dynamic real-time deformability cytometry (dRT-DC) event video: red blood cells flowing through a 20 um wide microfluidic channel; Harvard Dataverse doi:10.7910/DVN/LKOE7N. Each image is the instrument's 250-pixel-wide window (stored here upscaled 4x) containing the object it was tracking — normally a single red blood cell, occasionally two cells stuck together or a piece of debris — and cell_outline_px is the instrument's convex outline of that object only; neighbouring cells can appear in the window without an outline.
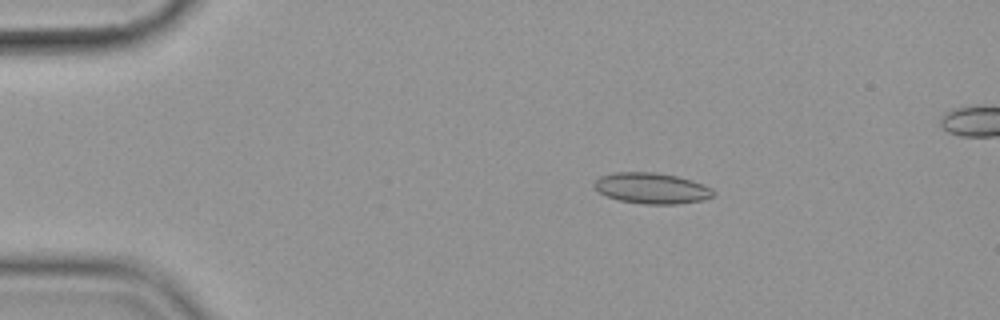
{"species": "common noctule bat (a hibernating species)", "species_latin": "Nyctalus noctula", "temperature_condition": "cold", "stored_images_in_passage": 57, "camera_frame_rate_fps": 3000, "um_per_image_px": 0.085, "animal": {"sex": "female", "body_mass_g": 19.9}, "frame": {"image": 1, "passage_image": 11, "time_ms": 3.333, "image_size_px": [1000, 320], "cell_outline_px": [[716, 196], [704, 200], [676, 204], [644, 204], [620, 200], [608, 196], [600, 192], [592, 184], [600, 176], [616, 172], [656, 172], [676, 176], [692, 180], [704, 184], [712, 188], [716, 192]], "centroid_in_image_um": [55.46, 16.0], "position_along_channel_um": 29.5, "area_um2": 21.5}}
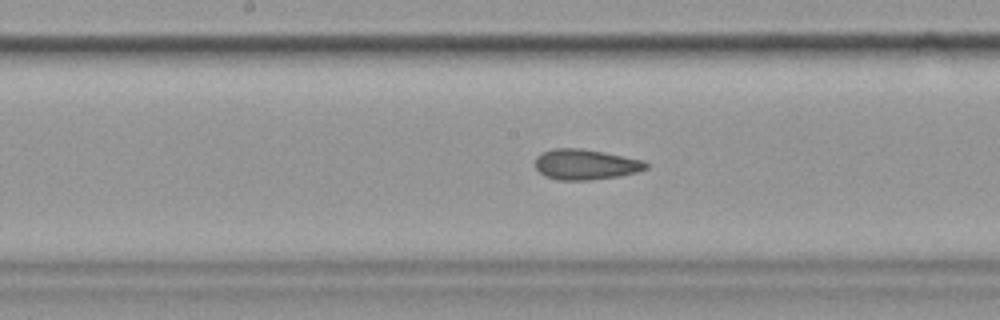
{"frame": {"image": 2, "passage_image": 30, "time_ms": 9.667, "image_size_px": [1000, 320], "cell_outline_px": [[648, 168], [636, 172], [616, 176], [588, 180], [556, 180], [544, 176], [536, 168], [536, 156], [540, 152], [552, 148], [580, 148], [604, 152], [644, 160], [648, 164]], "centroid_in_image_um": [49.74, 13.97], "position_along_channel_um": 198.5, "area_um2": 19.71}}
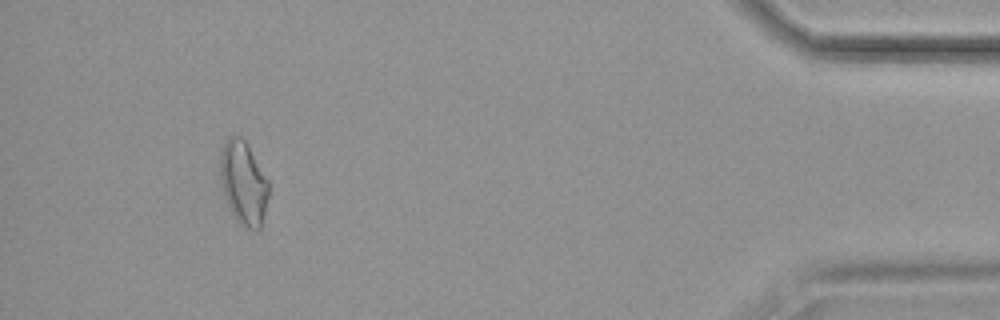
{"frame": {"image": 3, "passage_image": 53, "time_ms": 17.333, "image_size_px": [1000, 320], "cell_outline_px": [[268, 196], [260, 228], [248, 228], [240, 224], [236, 220], [224, 196], [220, 180], [220, 152], [224, 140], [228, 136], [240, 136], [248, 144], [268, 180]], "centroid_in_image_um": [20.67, 15.49], "position_along_channel_um": 414.5, "area_um2": 23.47}}